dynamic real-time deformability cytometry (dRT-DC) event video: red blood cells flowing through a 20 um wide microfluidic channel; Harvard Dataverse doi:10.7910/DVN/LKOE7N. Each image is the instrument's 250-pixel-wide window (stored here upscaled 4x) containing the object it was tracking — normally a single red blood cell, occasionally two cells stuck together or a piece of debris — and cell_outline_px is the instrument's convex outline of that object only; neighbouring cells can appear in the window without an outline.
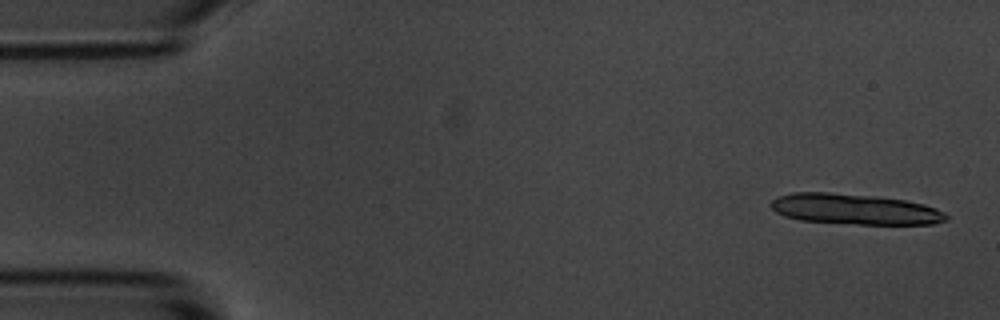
{"species": "common noctule bat (a hibernating species)", "species_latin": "Nyctalus noctula", "temperature_condition": "room temperature", "stored_images_in_passage": 5, "camera_frame_rate_fps": 3000, "um_per_image_px": 0.085, "animal": {"sex": "male", "body_mass_g": 20.1, "forearm_length_mm": 53.5}, "frame": {"image": 1, "passage_image": 1, "time_ms": 0.0, "image_size_px": [1000, 320], "cell_outline_px": [[948, 220], [936, 224], [856, 224], [800, 220], [784, 216], [776, 212], [768, 204], [776, 196], [792, 192], [828, 192], [872, 196], [904, 200], [924, 204], [936, 208], [944, 212], [948, 216]], "centroid_in_image_um": [72.64, 17.78], "position_along_channel_um": 12.4, "area_um2": 31.39}}
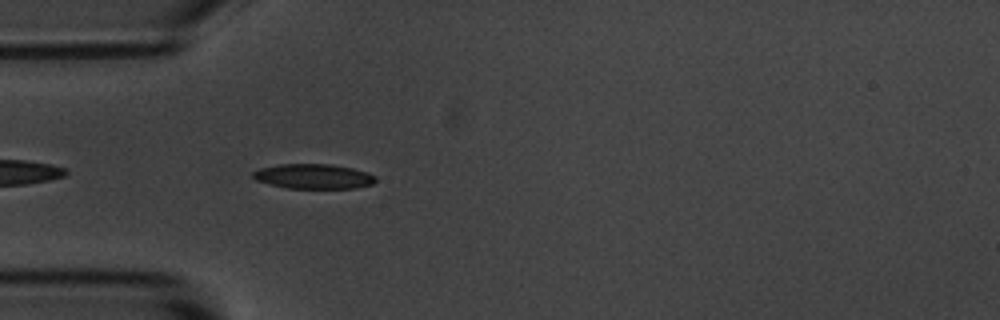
{"frame": {"image": 2, "passage_image": 5, "time_ms": 4.667, "image_size_px": [1000, 320], "cell_outline_px": [[376, 180], [372, 184], [356, 188], [288, 188], [268, 184], [256, 180], [252, 176], [252, 172], [260, 168], [280, 164], [332, 164], [352, 168], [368, 172], [376, 176]], "centroid_in_image_um": [26.65, 14.99], "position_along_channel_um": 58.3, "area_um2": 17.8}}